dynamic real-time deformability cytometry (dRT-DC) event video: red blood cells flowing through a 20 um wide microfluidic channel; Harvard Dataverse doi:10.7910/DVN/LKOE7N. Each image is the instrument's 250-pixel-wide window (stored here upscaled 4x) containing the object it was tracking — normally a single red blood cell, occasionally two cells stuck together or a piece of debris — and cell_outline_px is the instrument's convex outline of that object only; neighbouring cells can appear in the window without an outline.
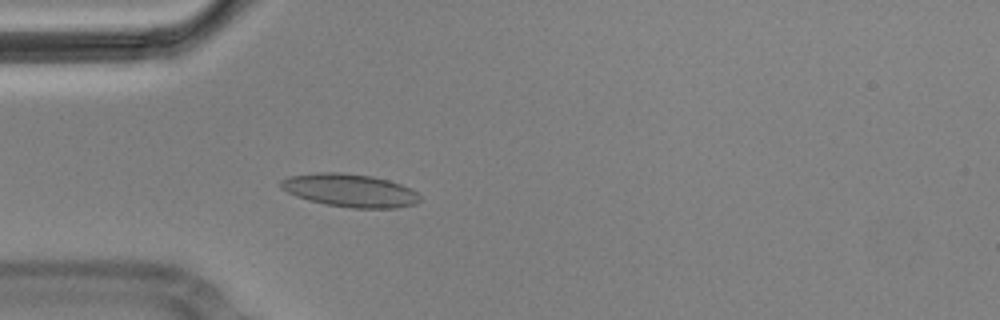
{"species": "Egyptian fruit bat (a non-hibernating species)", "species_latin": "Rousettus aegyptiacus", "temperature_condition": "cold", "stored_images_in_passage": 3, "camera_frame_rate_fps": 3000, "um_per_image_px": 0.085, "animal": {"sex": "male"}, "frame": {"image": 1, "passage_image": 3, "time_ms": 0.667, "image_size_px": [1000, 320], "cell_outline_px": [[420, 200], [416, 204], [396, 208], [352, 208], [324, 204], [308, 200], [296, 196], [280, 188], [280, 180], [288, 176], [316, 172], [340, 172], [372, 176], [388, 180], [412, 188], [420, 196]], "centroid_in_image_um": [29.73, 16.18], "position_along_channel_um": 55.3, "area_um2": 26.99}}